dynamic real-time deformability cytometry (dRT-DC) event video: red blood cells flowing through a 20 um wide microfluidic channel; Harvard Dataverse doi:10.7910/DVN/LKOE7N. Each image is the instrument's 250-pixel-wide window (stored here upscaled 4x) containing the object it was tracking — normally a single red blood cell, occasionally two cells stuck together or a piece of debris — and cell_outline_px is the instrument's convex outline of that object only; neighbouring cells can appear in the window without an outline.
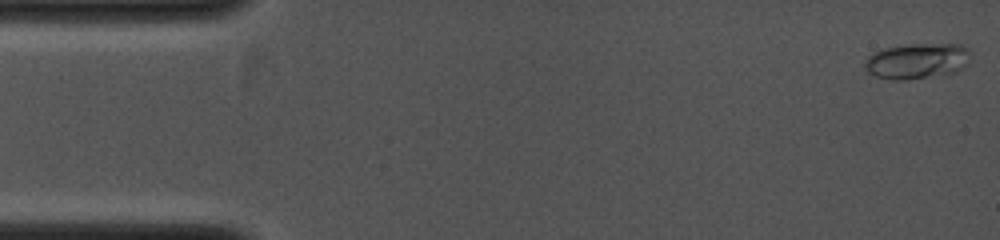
{"species": "common noctule bat (a hibernating species)", "species_latin": "Nyctalus noctula", "temperature_condition": "cold", "stored_images_in_passage": 41, "camera_frame_rate_fps": 4000, "um_per_image_px": 0.085, "animal": {"sex": "female", "body_mass_g": 19.0, "forearm_length_mm": 53.3}, "frame": {"image": 1, "passage_image": 1, "time_ms": 0.0, "image_size_px": [1000, 240], "cell_outline_px": [[968, 64], [964, 68], [956, 72], [908, 80], [888, 80], [876, 76], [868, 72], [864, 68], [864, 60], [872, 52], [884, 48], [904, 44], [960, 44], [968, 48]], "centroid_in_image_um": [77.91, 5.18], "position_along_channel_um": 7.1, "area_um2": 22.25}}
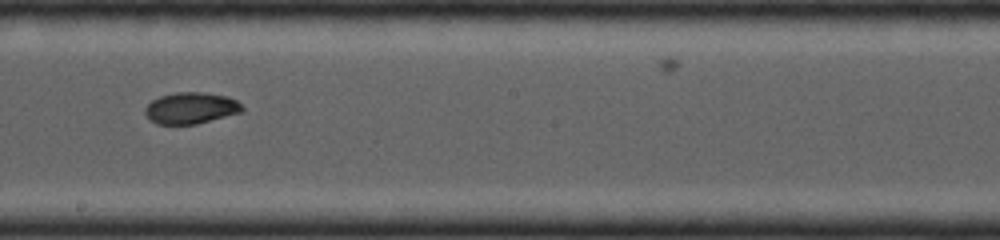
{"frame": {"image": 2, "passage_image": 30, "time_ms": 6.5, "image_size_px": [1000, 240], "cell_outline_px": [[244, 112], [196, 124], [156, 124], [148, 120], [144, 112], [144, 108], [152, 100], [160, 96], [176, 92], [204, 92], [228, 96], [236, 100], [244, 108]], "centroid_in_image_um": [16.22, 9.19], "position_along_channel_um": 232.0, "area_um2": 18.03}}
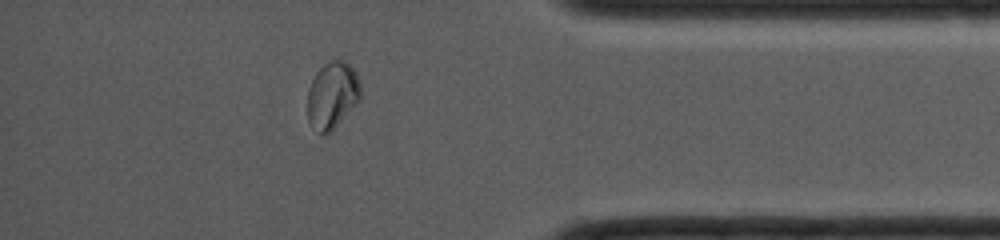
{"frame": {"image": 3, "passage_image": 40, "time_ms": 10.0, "image_size_px": [1000, 240], "cell_outline_px": [[360, 100], [332, 132], [324, 136], [308, 120], [308, 88], [316, 72], [328, 60], [344, 60], [356, 72], [360, 80]], "centroid_in_image_um": [28.26, 8.09], "position_along_channel_um": 406.9, "area_um2": 20.81}}